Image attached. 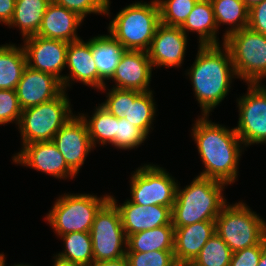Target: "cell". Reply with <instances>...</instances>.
I'll use <instances>...</instances> for the list:
<instances>
[{
  "mask_svg": "<svg viewBox=\"0 0 266 266\" xmlns=\"http://www.w3.org/2000/svg\"><path fill=\"white\" fill-rule=\"evenodd\" d=\"M21 113L16 90H0V125L13 121L19 124Z\"/></svg>",
  "mask_w": 266,
  "mask_h": 266,
  "instance_id": "d590c367",
  "label": "cell"
},
{
  "mask_svg": "<svg viewBox=\"0 0 266 266\" xmlns=\"http://www.w3.org/2000/svg\"><path fill=\"white\" fill-rule=\"evenodd\" d=\"M5 259L4 254H0V266H5Z\"/></svg>",
  "mask_w": 266,
  "mask_h": 266,
  "instance_id": "f6af8a7d",
  "label": "cell"
},
{
  "mask_svg": "<svg viewBox=\"0 0 266 266\" xmlns=\"http://www.w3.org/2000/svg\"><path fill=\"white\" fill-rule=\"evenodd\" d=\"M174 256L179 266L191 264L206 242L216 233L215 221L174 227Z\"/></svg>",
  "mask_w": 266,
  "mask_h": 266,
  "instance_id": "d6986e66",
  "label": "cell"
},
{
  "mask_svg": "<svg viewBox=\"0 0 266 266\" xmlns=\"http://www.w3.org/2000/svg\"><path fill=\"white\" fill-rule=\"evenodd\" d=\"M57 5L75 12L83 19L87 14L100 13L110 15L108 11L110 0H51Z\"/></svg>",
  "mask_w": 266,
  "mask_h": 266,
  "instance_id": "e575fe53",
  "label": "cell"
},
{
  "mask_svg": "<svg viewBox=\"0 0 266 266\" xmlns=\"http://www.w3.org/2000/svg\"><path fill=\"white\" fill-rule=\"evenodd\" d=\"M107 95L106 101L99 105L118 118L125 116L127 107V89H118L113 86Z\"/></svg>",
  "mask_w": 266,
  "mask_h": 266,
  "instance_id": "74e56055",
  "label": "cell"
},
{
  "mask_svg": "<svg viewBox=\"0 0 266 266\" xmlns=\"http://www.w3.org/2000/svg\"><path fill=\"white\" fill-rule=\"evenodd\" d=\"M65 90L56 98L22 110L18 124L23 146L52 141L55 134L74 116Z\"/></svg>",
  "mask_w": 266,
  "mask_h": 266,
  "instance_id": "5b68a950",
  "label": "cell"
},
{
  "mask_svg": "<svg viewBox=\"0 0 266 266\" xmlns=\"http://www.w3.org/2000/svg\"><path fill=\"white\" fill-rule=\"evenodd\" d=\"M53 143L64 157L67 165L77 174L93 148L86 122L73 116L53 137Z\"/></svg>",
  "mask_w": 266,
  "mask_h": 266,
  "instance_id": "4fadbf2b",
  "label": "cell"
},
{
  "mask_svg": "<svg viewBox=\"0 0 266 266\" xmlns=\"http://www.w3.org/2000/svg\"><path fill=\"white\" fill-rule=\"evenodd\" d=\"M198 0H157L160 23L181 27Z\"/></svg>",
  "mask_w": 266,
  "mask_h": 266,
  "instance_id": "1f68e13d",
  "label": "cell"
},
{
  "mask_svg": "<svg viewBox=\"0 0 266 266\" xmlns=\"http://www.w3.org/2000/svg\"><path fill=\"white\" fill-rule=\"evenodd\" d=\"M153 101L152 90L145 92L127 90V107L123 117L147 136L156 113V104Z\"/></svg>",
  "mask_w": 266,
  "mask_h": 266,
  "instance_id": "484cf974",
  "label": "cell"
},
{
  "mask_svg": "<svg viewBox=\"0 0 266 266\" xmlns=\"http://www.w3.org/2000/svg\"><path fill=\"white\" fill-rule=\"evenodd\" d=\"M238 78L247 84H261L266 77V35L243 28L225 38Z\"/></svg>",
  "mask_w": 266,
  "mask_h": 266,
  "instance_id": "ba28073f",
  "label": "cell"
},
{
  "mask_svg": "<svg viewBox=\"0 0 266 266\" xmlns=\"http://www.w3.org/2000/svg\"><path fill=\"white\" fill-rule=\"evenodd\" d=\"M258 266H266V246L263 248Z\"/></svg>",
  "mask_w": 266,
  "mask_h": 266,
  "instance_id": "7bdbcfd3",
  "label": "cell"
},
{
  "mask_svg": "<svg viewBox=\"0 0 266 266\" xmlns=\"http://www.w3.org/2000/svg\"><path fill=\"white\" fill-rule=\"evenodd\" d=\"M207 118L208 115H202L192 129L193 139L205 166L198 176L231 184L238 177L242 141L234 128L227 129Z\"/></svg>",
  "mask_w": 266,
  "mask_h": 266,
  "instance_id": "6da1fadb",
  "label": "cell"
},
{
  "mask_svg": "<svg viewBox=\"0 0 266 266\" xmlns=\"http://www.w3.org/2000/svg\"><path fill=\"white\" fill-rule=\"evenodd\" d=\"M51 0H16L14 15L8 26L19 27L24 38L36 35Z\"/></svg>",
  "mask_w": 266,
  "mask_h": 266,
  "instance_id": "4316f807",
  "label": "cell"
},
{
  "mask_svg": "<svg viewBox=\"0 0 266 266\" xmlns=\"http://www.w3.org/2000/svg\"><path fill=\"white\" fill-rule=\"evenodd\" d=\"M24 51L27 66L58 78L63 85L61 71L66 66L67 47L69 42L47 39L38 35L24 38Z\"/></svg>",
  "mask_w": 266,
  "mask_h": 266,
  "instance_id": "7c38bea8",
  "label": "cell"
},
{
  "mask_svg": "<svg viewBox=\"0 0 266 266\" xmlns=\"http://www.w3.org/2000/svg\"><path fill=\"white\" fill-rule=\"evenodd\" d=\"M125 51L124 46L110 33L91 39V52L97 67L99 90H106L104 80L112 78Z\"/></svg>",
  "mask_w": 266,
  "mask_h": 266,
  "instance_id": "7402d4cb",
  "label": "cell"
},
{
  "mask_svg": "<svg viewBox=\"0 0 266 266\" xmlns=\"http://www.w3.org/2000/svg\"><path fill=\"white\" fill-rule=\"evenodd\" d=\"M83 20L75 12L51 1L46 8L41 26L36 35L70 43L81 39L76 32Z\"/></svg>",
  "mask_w": 266,
  "mask_h": 266,
  "instance_id": "ffe728a7",
  "label": "cell"
},
{
  "mask_svg": "<svg viewBox=\"0 0 266 266\" xmlns=\"http://www.w3.org/2000/svg\"><path fill=\"white\" fill-rule=\"evenodd\" d=\"M180 28L185 34L186 31L197 32L200 46L219 45L216 36L218 27L210 0H198Z\"/></svg>",
  "mask_w": 266,
  "mask_h": 266,
  "instance_id": "603a6c76",
  "label": "cell"
},
{
  "mask_svg": "<svg viewBox=\"0 0 266 266\" xmlns=\"http://www.w3.org/2000/svg\"><path fill=\"white\" fill-rule=\"evenodd\" d=\"M174 230L173 225H162L129 235L126 252L173 251Z\"/></svg>",
  "mask_w": 266,
  "mask_h": 266,
  "instance_id": "cb8c5ba5",
  "label": "cell"
},
{
  "mask_svg": "<svg viewBox=\"0 0 266 266\" xmlns=\"http://www.w3.org/2000/svg\"><path fill=\"white\" fill-rule=\"evenodd\" d=\"M214 18L216 21L217 27H219L221 23H225L227 25H232L229 30L225 31L226 33L223 35V43L225 42V38L243 28H247L248 20H249V8L244 3L243 0H210Z\"/></svg>",
  "mask_w": 266,
  "mask_h": 266,
  "instance_id": "83f0119b",
  "label": "cell"
},
{
  "mask_svg": "<svg viewBox=\"0 0 266 266\" xmlns=\"http://www.w3.org/2000/svg\"><path fill=\"white\" fill-rule=\"evenodd\" d=\"M247 7L250 9L254 5L261 3L263 0H243Z\"/></svg>",
  "mask_w": 266,
  "mask_h": 266,
  "instance_id": "ee69618b",
  "label": "cell"
},
{
  "mask_svg": "<svg viewBox=\"0 0 266 266\" xmlns=\"http://www.w3.org/2000/svg\"><path fill=\"white\" fill-rule=\"evenodd\" d=\"M59 197L45 218L61 236L74 232H90L99 209L110 199L93 194H64Z\"/></svg>",
  "mask_w": 266,
  "mask_h": 266,
  "instance_id": "52a82bcc",
  "label": "cell"
},
{
  "mask_svg": "<svg viewBox=\"0 0 266 266\" xmlns=\"http://www.w3.org/2000/svg\"><path fill=\"white\" fill-rule=\"evenodd\" d=\"M219 46L199 45L195 62L187 73L202 115L209 116L210 111L227 96L231 80L236 76L229 49L224 44V49Z\"/></svg>",
  "mask_w": 266,
  "mask_h": 266,
  "instance_id": "7a4b0ae2",
  "label": "cell"
},
{
  "mask_svg": "<svg viewBox=\"0 0 266 266\" xmlns=\"http://www.w3.org/2000/svg\"><path fill=\"white\" fill-rule=\"evenodd\" d=\"M60 237L64 241L65 250L58 253V257L80 266L93 264V245L90 232L67 233Z\"/></svg>",
  "mask_w": 266,
  "mask_h": 266,
  "instance_id": "f1b7e54d",
  "label": "cell"
},
{
  "mask_svg": "<svg viewBox=\"0 0 266 266\" xmlns=\"http://www.w3.org/2000/svg\"><path fill=\"white\" fill-rule=\"evenodd\" d=\"M55 261L53 266H80L79 264L73 263L69 260L62 259L58 257L57 255L55 256Z\"/></svg>",
  "mask_w": 266,
  "mask_h": 266,
  "instance_id": "b9f144b4",
  "label": "cell"
},
{
  "mask_svg": "<svg viewBox=\"0 0 266 266\" xmlns=\"http://www.w3.org/2000/svg\"><path fill=\"white\" fill-rule=\"evenodd\" d=\"M159 24L160 10L157 0L149 4L136 2L118 12L110 21L108 32L126 50L147 52Z\"/></svg>",
  "mask_w": 266,
  "mask_h": 266,
  "instance_id": "277c9868",
  "label": "cell"
},
{
  "mask_svg": "<svg viewBox=\"0 0 266 266\" xmlns=\"http://www.w3.org/2000/svg\"><path fill=\"white\" fill-rule=\"evenodd\" d=\"M64 91L62 82L55 76L26 66L16 87L21 109L50 101Z\"/></svg>",
  "mask_w": 266,
  "mask_h": 266,
  "instance_id": "2e32d148",
  "label": "cell"
},
{
  "mask_svg": "<svg viewBox=\"0 0 266 266\" xmlns=\"http://www.w3.org/2000/svg\"><path fill=\"white\" fill-rule=\"evenodd\" d=\"M226 183L197 176L180 190L177 185L172 207L173 227H184L201 221H215L226 204L222 191Z\"/></svg>",
  "mask_w": 266,
  "mask_h": 266,
  "instance_id": "3957f363",
  "label": "cell"
},
{
  "mask_svg": "<svg viewBox=\"0 0 266 266\" xmlns=\"http://www.w3.org/2000/svg\"><path fill=\"white\" fill-rule=\"evenodd\" d=\"M232 251L218 235L214 234L203 246L192 266H229Z\"/></svg>",
  "mask_w": 266,
  "mask_h": 266,
  "instance_id": "4dcf8cb0",
  "label": "cell"
},
{
  "mask_svg": "<svg viewBox=\"0 0 266 266\" xmlns=\"http://www.w3.org/2000/svg\"><path fill=\"white\" fill-rule=\"evenodd\" d=\"M13 266H30V265L16 264V265H13Z\"/></svg>",
  "mask_w": 266,
  "mask_h": 266,
  "instance_id": "bcb514c9",
  "label": "cell"
},
{
  "mask_svg": "<svg viewBox=\"0 0 266 266\" xmlns=\"http://www.w3.org/2000/svg\"><path fill=\"white\" fill-rule=\"evenodd\" d=\"M91 266H129L128 259L126 256L110 261H101L98 263H93Z\"/></svg>",
  "mask_w": 266,
  "mask_h": 266,
  "instance_id": "60d3db41",
  "label": "cell"
},
{
  "mask_svg": "<svg viewBox=\"0 0 266 266\" xmlns=\"http://www.w3.org/2000/svg\"><path fill=\"white\" fill-rule=\"evenodd\" d=\"M90 235L93 263L117 260L126 255L127 236L118 208L110 199L97 212Z\"/></svg>",
  "mask_w": 266,
  "mask_h": 266,
  "instance_id": "9c48e42d",
  "label": "cell"
},
{
  "mask_svg": "<svg viewBox=\"0 0 266 266\" xmlns=\"http://www.w3.org/2000/svg\"><path fill=\"white\" fill-rule=\"evenodd\" d=\"M215 230L236 252L257 245L266 236V222L242 202L225 204L215 219Z\"/></svg>",
  "mask_w": 266,
  "mask_h": 266,
  "instance_id": "8992f818",
  "label": "cell"
},
{
  "mask_svg": "<svg viewBox=\"0 0 266 266\" xmlns=\"http://www.w3.org/2000/svg\"><path fill=\"white\" fill-rule=\"evenodd\" d=\"M129 266H179L173 251L126 252Z\"/></svg>",
  "mask_w": 266,
  "mask_h": 266,
  "instance_id": "836d02e7",
  "label": "cell"
},
{
  "mask_svg": "<svg viewBox=\"0 0 266 266\" xmlns=\"http://www.w3.org/2000/svg\"><path fill=\"white\" fill-rule=\"evenodd\" d=\"M187 47V35L180 27L160 23L147 50L152 67H180Z\"/></svg>",
  "mask_w": 266,
  "mask_h": 266,
  "instance_id": "9a60e30c",
  "label": "cell"
},
{
  "mask_svg": "<svg viewBox=\"0 0 266 266\" xmlns=\"http://www.w3.org/2000/svg\"><path fill=\"white\" fill-rule=\"evenodd\" d=\"M152 69L147 52L126 50L111 78L116 83L114 88L150 91Z\"/></svg>",
  "mask_w": 266,
  "mask_h": 266,
  "instance_id": "ac0fdd59",
  "label": "cell"
},
{
  "mask_svg": "<svg viewBox=\"0 0 266 266\" xmlns=\"http://www.w3.org/2000/svg\"><path fill=\"white\" fill-rule=\"evenodd\" d=\"M147 139V135L138 127L130 124L124 117H117L116 136L111 142L119 149H133L138 147Z\"/></svg>",
  "mask_w": 266,
  "mask_h": 266,
  "instance_id": "d6a6232c",
  "label": "cell"
},
{
  "mask_svg": "<svg viewBox=\"0 0 266 266\" xmlns=\"http://www.w3.org/2000/svg\"><path fill=\"white\" fill-rule=\"evenodd\" d=\"M121 217V223L126 236L150 230L162 225H172V207L162 205L142 206L126 200L121 206L110 196Z\"/></svg>",
  "mask_w": 266,
  "mask_h": 266,
  "instance_id": "e0dca14e",
  "label": "cell"
},
{
  "mask_svg": "<svg viewBox=\"0 0 266 266\" xmlns=\"http://www.w3.org/2000/svg\"><path fill=\"white\" fill-rule=\"evenodd\" d=\"M66 66L70 70L69 76L63 78V88L66 90L71 81H80L85 85L98 88V72L92 57L91 39L72 41L67 47Z\"/></svg>",
  "mask_w": 266,
  "mask_h": 266,
  "instance_id": "44dd1931",
  "label": "cell"
},
{
  "mask_svg": "<svg viewBox=\"0 0 266 266\" xmlns=\"http://www.w3.org/2000/svg\"><path fill=\"white\" fill-rule=\"evenodd\" d=\"M16 154L13 156V162L35 168L37 171H42L50 176L60 179L76 176L53 141L26 144Z\"/></svg>",
  "mask_w": 266,
  "mask_h": 266,
  "instance_id": "5bb4252c",
  "label": "cell"
},
{
  "mask_svg": "<svg viewBox=\"0 0 266 266\" xmlns=\"http://www.w3.org/2000/svg\"><path fill=\"white\" fill-rule=\"evenodd\" d=\"M16 0H0V22L6 24L7 26L11 22L14 10H15Z\"/></svg>",
  "mask_w": 266,
  "mask_h": 266,
  "instance_id": "ab89813d",
  "label": "cell"
},
{
  "mask_svg": "<svg viewBox=\"0 0 266 266\" xmlns=\"http://www.w3.org/2000/svg\"><path fill=\"white\" fill-rule=\"evenodd\" d=\"M248 28L266 35V0L249 9Z\"/></svg>",
  "mask_w": 266,
  "mask_h": 266,
  "instance_id": "f35d334b",
  "label": "cell"
},
{
  "mask_svg": "<svg viewBox=\"0 0 266 266\" xmlns=\"http://www.w3.org/2000/svg\"><path fill=\"white\" fill-rule=\"evenodd\" d=\"M130 185L132 203L173 207L178 184L162 167L146 164L138 168Z\"/></svg>",
  "mask_w": 266,
  "mask_h": 266,
  "instance_id": "30bf717a",
  "label": "cell"
},
{
  "mask_svg": "<svg viewBox=\"0 0 266 266\" xmlns=\"http://www.w3.org/2000/svg\"><path fill=\"white\" fill-rule=\"evenodd\" d=\"M27 66L26 54L15 44L0 46V90H16Z\"/></svg>",
  "mask_w": 266,
  "mask_h": 266,
  "instance_id": "d4e9b609",
  "label": "cell"
},
{
  "mask_svg": "<svg viewBox=\"0 0 266 266\" xmlns=\"http://www.w3.org/2000/svg\"><path fill=\"white\" fill-rule=\"evenodd\" d=\"M265 246L266 236L257 245L233 252L229 266H258Z\"/></svg>",
  "mask_w": 266,
  "mask_h": 266,
  "instance_id": "8d00e7d4",
  "label": "cell"
},
{
  "mask_svg": "<svg viewBox=\"0 0 266 266\" xmlns=\"http://www.w3.org/2000/svg\"><path fill=\"white\" fill-rule=\"evenodd\" d=\"M84 115L82 114L81 117L86 122L92 146L96 147V142L105 145L114 140L116 136V116L109 113L101 105L96 108L90 119H87Z\"/></svg>",
  "mask_w": 266,
  "mask_h": 266,
  "instance_id": "f546056e",
  "label": "cell"
},
{
  "mask_svg": "<svg viewBox=\"0 0 266 266\" xmlns=\"http://www.w3.org/2000/svg\"><path fill=\"white\" fill-rule=\"evenodd\" d=\"M248 92L238 99L239 121L235 129L244 146L266 143V87L248 84Z\"/></svg>",
  "mask_w": 266,
  "mask_h": 266,
  "instance_id": "8fae6325",
  "label": "cell"
}]
</instances>
